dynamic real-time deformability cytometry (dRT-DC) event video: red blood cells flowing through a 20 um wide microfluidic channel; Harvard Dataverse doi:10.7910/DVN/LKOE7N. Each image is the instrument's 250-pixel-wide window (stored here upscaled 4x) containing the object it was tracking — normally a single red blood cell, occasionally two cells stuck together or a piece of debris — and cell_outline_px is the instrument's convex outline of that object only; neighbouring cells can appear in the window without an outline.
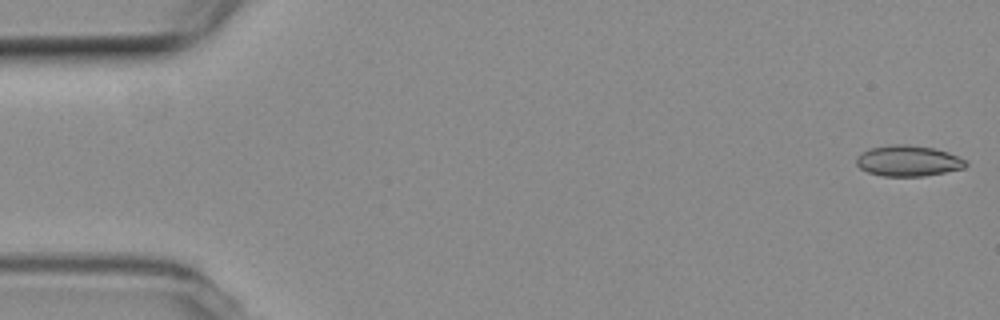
{"species": "common noctule bat (a hibernating species)", "species_latin": "Nyctalus noctula", "temperature_condition": "room temperature", "stored_images_in_passage": 11, "camera_frame_rate_fps": 3000, "um_per_image_px": 0.085, "animal": {"sex": "female", "body_mass_g": 19.3, "forearm_length_mm": 54.1}, "frame": {"image": 1, "passage_image": 1, "time_ms": 0.0, "image_size_px": [1000, 320], "cell_outline_px": [[968, 164], [964, 168], [924, 176], [884, 176], [868, 172], [860, 168], [856, 164], [856, 156], [860, 152], [872, 148], [892, 144], [908, 144], [932, 148], [948, 152], [964, 160]], "centroid_in_image_um": [77.15, 13.67], "position_along_channel_um": 7.8, "area_um2": 19.54}}